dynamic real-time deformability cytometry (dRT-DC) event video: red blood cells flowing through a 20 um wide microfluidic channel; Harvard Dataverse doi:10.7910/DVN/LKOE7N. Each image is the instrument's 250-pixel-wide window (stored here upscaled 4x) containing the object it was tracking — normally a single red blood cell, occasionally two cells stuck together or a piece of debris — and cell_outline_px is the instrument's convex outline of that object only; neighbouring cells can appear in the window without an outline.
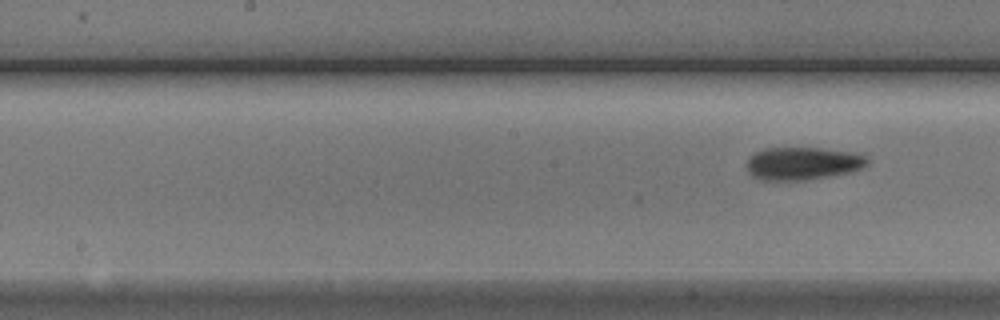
{"species": "Egyptian fruit bat (a non-hibernating species)", "species_latin": "Rousettus aegyptiacus", "temperature_condition": "cold", "stored_images_in_passage": 10, "segment_of_instrument_passage": [2, 2], "camera_frame_rate_fps": 3000, "um_per_image_px": 0.085, "animal": {"sex": "male"}, "frame": {"image": 1, "passage_image": 10, "time_ms": 11.333, "image_size_px": [1000, 320], "cell_outline_px": [[868, 164], [860, 168], [848, 172], [804, 180], [760, 180], [752, 176], [748, 172], [748, 156], [764, 148], [820, 148], [852, 152], [868, 156]], "centroid_in_image_um": [68.2, 13.88], "position_along_channel_um": 180.0, "area_um2": 22.89}}